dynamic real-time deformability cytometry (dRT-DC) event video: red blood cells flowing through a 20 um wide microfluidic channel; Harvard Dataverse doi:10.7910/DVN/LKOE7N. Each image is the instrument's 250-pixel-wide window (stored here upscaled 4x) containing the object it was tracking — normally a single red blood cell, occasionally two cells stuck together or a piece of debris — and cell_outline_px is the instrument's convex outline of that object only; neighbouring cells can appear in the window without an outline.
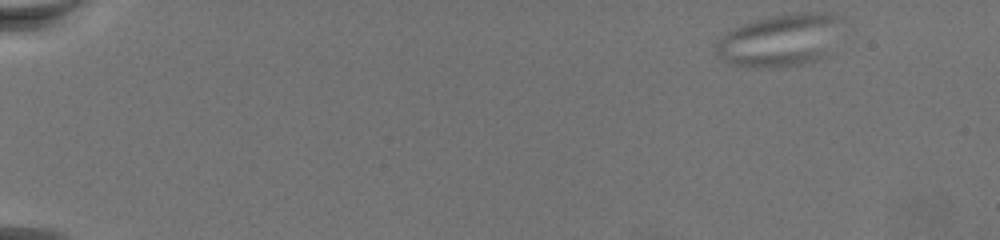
{"species": "common noctule bat (a hibernating species)", "species_latin": "Nyctalus noctula", "temperature_condition": "warm", "stored_images_in_passage": 67, "camera_frame_rate_fps": 3000, "um_per_image_px": 0.085, "animal": {"sex": "female", "body_mass_g": 19.5, "forearm_length_mm": 54.1}, "frame": {"image": 1, "passage_image": 1, "time_ms": 0.0, "image_size_px": [1000, 240], "cell_outline_px": [[836, 16], [816, 56], [812, 60], [800, 64], [728, 64], [716, 52], [716, 44], [728, 32], [744, 24], [756, 20], [792, 12], [824, 12]], "centroid_in_image_um": [66.02, 3.35], "position_along_channel_um": 19.0, "area_um2": 33.99}}
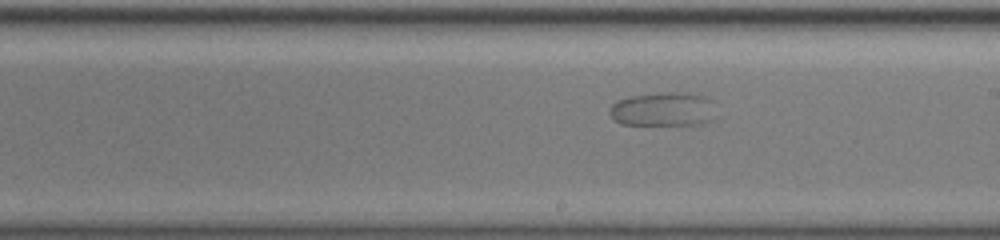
{"frame": {"image": 2, "passage_image": 39, "time_ms": 12.667, "image_size_px": [1000, 240], "cell_outline_px": [[712, 120], [704, 124], [620, 124], [612, 120], [608, 112], [612, 104], [616, 100], [632, 96], [668, 92], [676, 92], [704, 96], [712, 100]], "centroid_in_image_um": [56.31, 9.29], "position_along_channel_um": 232.7, "area_um2": 20.87}}
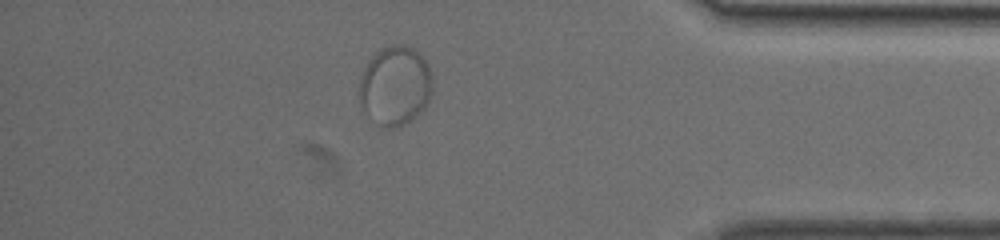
{"frame": {"image": 3, "passage_image": 59, "time_ms": 19.333, "image_size_px": [1000, 240], "cell_outline_px": [[432, 92], [428, 104], [416, 116], [400, 128], [384, 128], [376, 124], [364, 112], [360, 104], [360, 76], [368, 60], [380, 48], [388, 44], [400, 44], [412, 48], [428, 64], [432, 72]], "centroid_in_image_um": [33.58, 7.31], "position_along_channel_um": 401.6, "area_um2": 34.39}}